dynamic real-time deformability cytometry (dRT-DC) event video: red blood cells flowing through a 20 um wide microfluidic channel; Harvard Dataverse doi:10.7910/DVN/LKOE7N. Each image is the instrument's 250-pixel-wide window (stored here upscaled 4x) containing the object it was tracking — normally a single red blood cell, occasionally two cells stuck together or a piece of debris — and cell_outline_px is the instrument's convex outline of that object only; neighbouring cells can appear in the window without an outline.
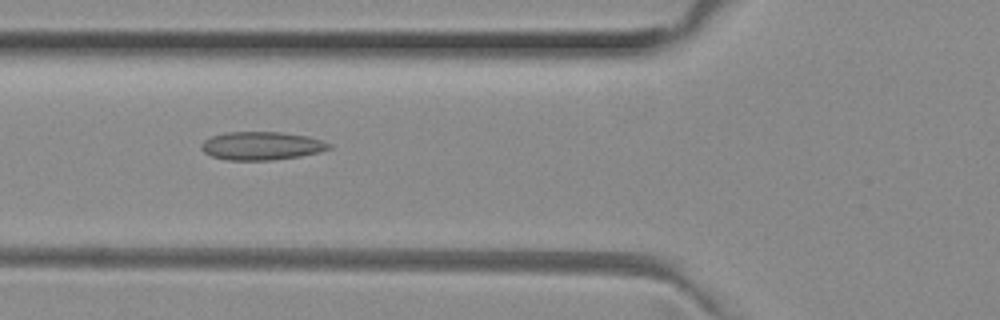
{"species": "common noctule bat (a hibernating species)", "species_latin": "Nyctalus noctula", "temperature_condition": "room temperature", "stored_images_in_passage": 44, "camera_frame_rate_fps": 3000, "um_per_image_px": 0.085, "animal": {"sex": "female", "body_mass_g": 29.2, "forearm_length_mm": 56.3}, "frame": {"image": 1, "passage_image": 12, "time_ms": 3.667, "image_size_px": [1000, 320], "cell_outline_px": [[332, 148], [320, 152], [300, 156], [272, 160], [228, 160], [212, 156], [204, 152], [200, 148], [200, 144], [204, 140], [212, 136], [224, 132], [280, 132], [308, 136], [332, 144]], "centroid_in_image_um": [22.23, 12.39], "position_along_channel_um": 103.6, "area_um2": 21.1}}
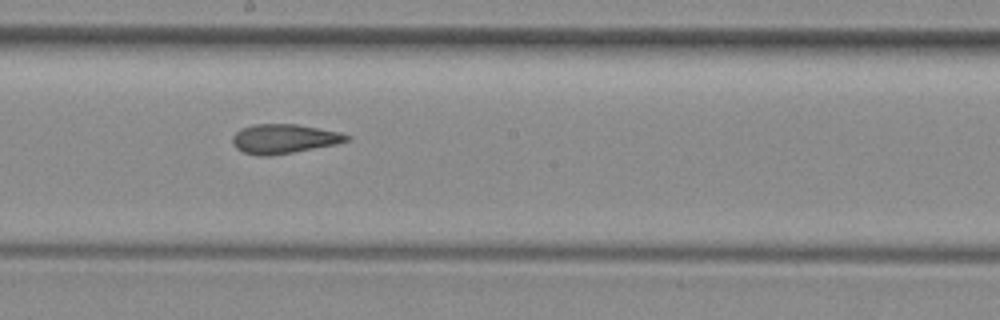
{"frame": {"image": 2, "passage_image": 21, "time_ms": 6.667, "image_size_px": [1000, 320], "cell_outline_px": [[352, 140], [336, 144], [292, 152], [268, 156], [260, 156], [244, 152], [236, 148], [232, 144], [232, 136], [240, 128], [252, 124], [296, 124], [340, 132], [352, 136]], "centroid_in_image_um": [24.14, 11.79], "position_along_channel_um": 224.1, "area_um2": 19.59}}
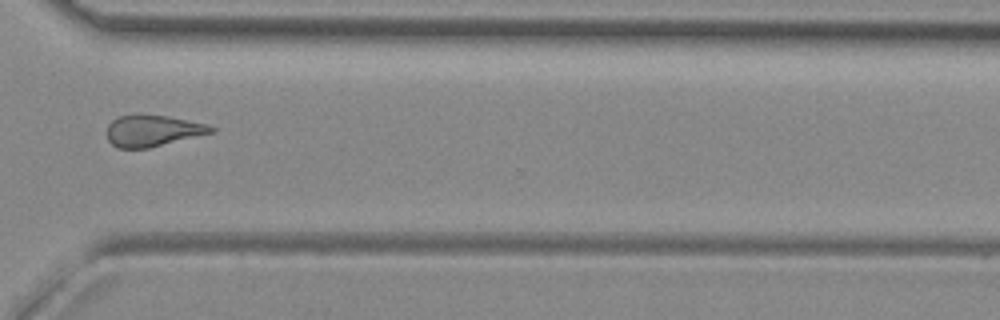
{"frame": {"image": 3, "passage_image": 31, "time_ms": 10.0, "image_size_px": [1000, 320], "cell_outline_px": [[216, 132], [148, 148], [116, 148], [108, 140], [108, 124], [112, 120], [120, 116], [136, 112], [140, 112], [168, 116], [208, 124], [216, 128]], "centroid_in_image_um": [12.99, 11.08], "position_along_channel_um": 357.6, "area_um2": 19.54}, "authors_computed_cell_mechanics": {"area_um2": 19.7387, "velocity_mm_per_s": 4.008, "shape_relaxation_time_tau1_ms": null, "shape_relaxation_time_tau2_ms": 4.1797, "deformation_change_tau1": null, "deformation_change_tau2": 0.1257}}